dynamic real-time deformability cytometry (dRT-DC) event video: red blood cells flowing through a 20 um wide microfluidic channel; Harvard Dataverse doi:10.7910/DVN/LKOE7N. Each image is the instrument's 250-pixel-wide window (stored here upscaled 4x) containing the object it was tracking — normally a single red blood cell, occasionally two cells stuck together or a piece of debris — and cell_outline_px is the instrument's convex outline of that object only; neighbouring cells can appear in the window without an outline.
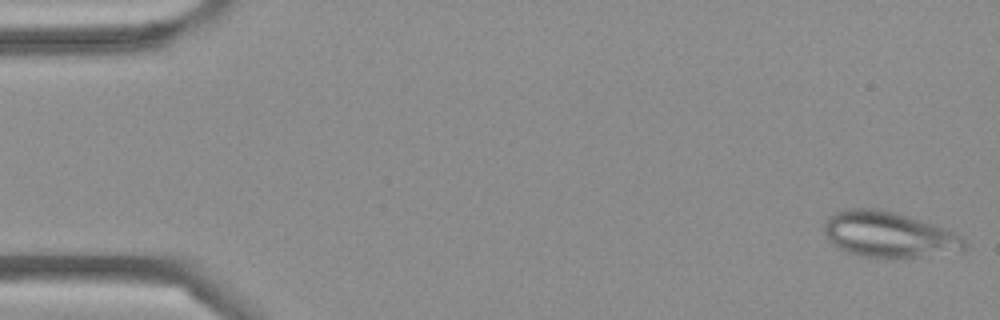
{"species": "Egyptian fruit bat (a non-hibernating species)", "species_latin": "Rousettus aegyptiacus", "temperature_condition": "cold", "stored_images_in_passage": 3, "camera_frame_rate_fps": 3000, "um_per_image_px": 0.085, "frame": {"image": 1, "passage_image": 1, "time_ms": 0.0, "image_size_px": [1000, 320], "cell_outline_px": [[968, 244], [964, 252], [920, 256], [860, 256], [848, 252], [832, 244], [824, 232], [824, 224], [828, 216], [836, 212], [848, 208], [876, 208], [908, 216], [944, 228], [960, 236]], "centroid_in_image_um": [75.55, 19.92], "position_along_channel_um": 9.4, "area_um2": 36.88}}